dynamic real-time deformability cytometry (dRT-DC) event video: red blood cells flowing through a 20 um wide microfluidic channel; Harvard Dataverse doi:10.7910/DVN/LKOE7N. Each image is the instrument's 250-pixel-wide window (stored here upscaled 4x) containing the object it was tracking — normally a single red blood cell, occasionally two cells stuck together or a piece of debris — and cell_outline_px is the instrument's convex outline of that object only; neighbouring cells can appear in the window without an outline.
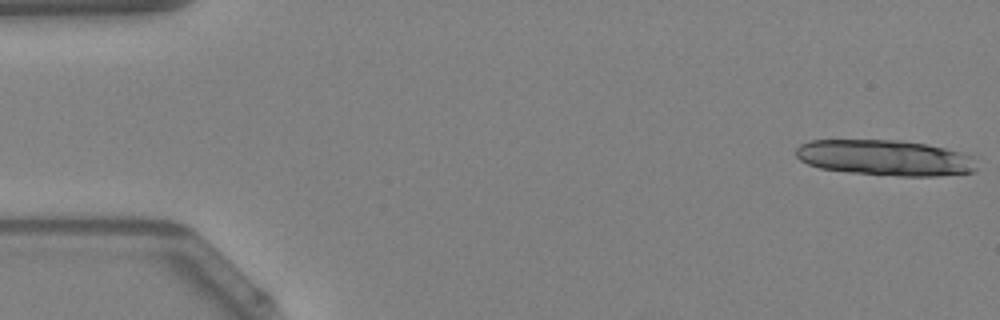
{"species": "Egyptian fruit bat (a non-hibernating species)", "species_latin": "Rousettus aegyptiacus", "temperature_condition": "warm", "stored_images_in_passage": 14, "camera_frame_rate_fps": 3000, "um_per_image_px": 0.085, "animal": {"sex": "female"}, "frame": {"image": 1, "passage_image": 1, "time_ms": 0.0, "image_size_px": [1000, 320], "cell_outline_px": [[976, 168], [972, 172], [936, 176], [900, 176], [848, 172], [820, 168], [808, 164], [800, 160], [796, 156], [796, 148], [800, 144], [808, 140], [900, 140], [928, 144], [960, 152], [972, 156]], "centroid_in_image_um": [75.19, 13.4], "position_along_channel_um": 9.8, "area_um2": 37.57}}